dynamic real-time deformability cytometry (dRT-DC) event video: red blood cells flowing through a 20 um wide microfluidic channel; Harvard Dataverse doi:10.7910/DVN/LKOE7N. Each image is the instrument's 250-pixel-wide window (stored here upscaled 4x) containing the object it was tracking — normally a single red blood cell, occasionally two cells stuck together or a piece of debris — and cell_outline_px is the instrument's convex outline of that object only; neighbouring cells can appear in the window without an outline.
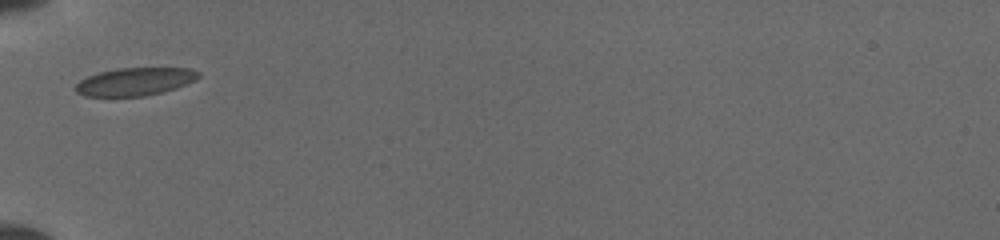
{"species": "common noctule bat (a hibernating species)", "species_latin": "Nyctalus noctula", "temperature_condition": "cold", "stored_images_in_passage": 3, "camera_frame_rate_fps": 3000, "um_per_image_px": 0.085, "animal": {"sex": "female", "body_mass_g": 19.5, "forearm_length_mm": 54.1}, "frame": {"image": 1, "passage_image": 1, "time_ms": 0.0, "image_size_px": [1000, 240], "cell_outline_px": [[200, 76], [196, 80], [176, 88], [144, 96], [84, 96], [76, 92], [76, 84], [80, 80], [88, 76], [100, 72], [116, 68], [188, 68], [200, 72]], "centroid_in_image_um": [11.48, 6.93], "position_along_channel_um": 73.5, "area_um2": 19.88}}
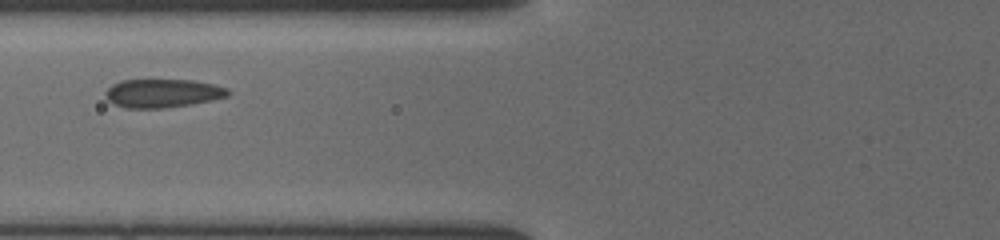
{"frame": {"image": 2, "passage_image": 2, "time_ms": 1.0, "image_size_px": [1000, 240], "cell_outline_px": [[232, 92], [228, 96], [212, 100], [192, 104], [164, 108], [124, 108], [108, 100], [104, 96], [104, 92], [112, 84], [120, 80], [192, 80], [212, 84], [228, 88]], "centroid_in_image_um": [13.82, 7.92], "position_along_channel_um": 112.0, "area_um2": 20.46}}
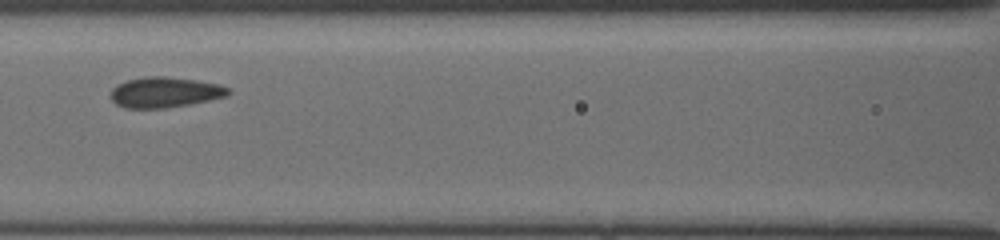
{"frame": {"image": 3, "passage_image": 3, "time_ms": 2.0, "image_size_px": [1000, 240], "cell_outline_px": [[232, 92], [228, 96], [188, 104], [164, 108], [124, 108], [116, 104], [112, 100], [112, 88], [116, 84], [128, 80], [144, 76], [164, 76], [196, 80], [220, 84], [228, 88]], "centroid_in_image_um": [14.02, 7.84], "position_along_channel_um": 152.6, "area_um2": 20.87}}